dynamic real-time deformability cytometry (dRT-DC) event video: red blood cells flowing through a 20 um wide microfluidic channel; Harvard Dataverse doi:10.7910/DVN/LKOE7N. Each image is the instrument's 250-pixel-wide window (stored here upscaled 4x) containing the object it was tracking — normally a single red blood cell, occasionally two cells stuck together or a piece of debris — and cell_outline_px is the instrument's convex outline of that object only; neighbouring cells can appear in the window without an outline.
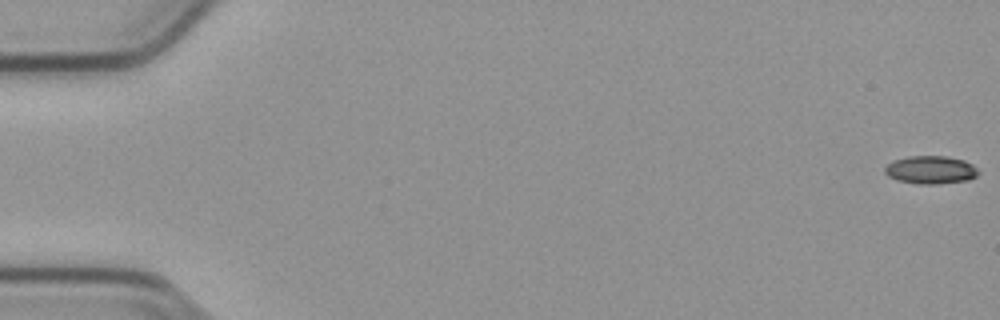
{"species": "common noctule bat (a hibernating species)", "species_latin": "Nyctalus noctula", "temperature_condition": "cold", "stored_images_in_passage": 14, "camera_frame_rate_fps": 3000, "um_per_image_px": 0.085, "animal": {"sex": "male", "body_mass_g": 23.1, "forearm_length_mm": 52.7}, "frame": {"image": 1, "passage_image": 1, "time_ms": 0.0, "image_size_px": [1000, 320], "cell_outline_px": [[980, 172], [976, 176], [968, 180], [936, 184], [920, 184], [896, 180], [888, 176], [884, 172], [884, 168], [888, 164], [896, 160], [908, 156], [948, 156], [964, 160], [972, 164]], "centroid_in_image_um": [79.12, 14.44], "position_along_channel_um": 5.9, "area_um2": 15.26}}